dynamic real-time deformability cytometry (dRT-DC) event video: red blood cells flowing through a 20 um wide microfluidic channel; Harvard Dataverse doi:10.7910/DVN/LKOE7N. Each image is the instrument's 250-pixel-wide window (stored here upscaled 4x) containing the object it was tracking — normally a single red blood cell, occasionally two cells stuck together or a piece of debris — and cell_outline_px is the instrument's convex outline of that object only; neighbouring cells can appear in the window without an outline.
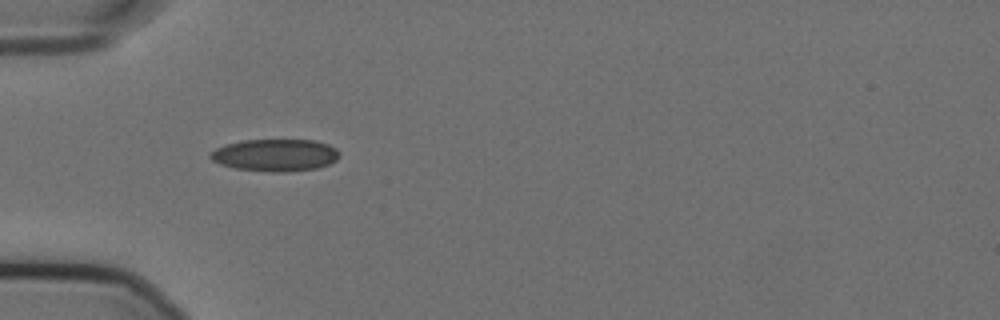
{"species": "Egyptian fruit bat (a non-hibernating species)", "species_latin": "Rousettus aegyptiacus", "temperature_condition": "cold", "stored_images_in_passage": 3, "camera_frame_rate_fps": 3000, "um_per_image_px": 0.085, "animal": {"sex": "female"}, "frame": {"image": 1, "passage_image": 1, "time_ms": 0.0, "image_size_px": [1000, 320], "cell_outline_px": [[340, 156], [336, 160], [328, 164], [316, 168], [288, 172], [272, 172], [236, 168], [220, 164], [212, 160], [208, 156], [216, 148], [224, 144], [244, 140], [316, 140], [328, 144], [336, 148], [340, 152]], "centroid_in_image_um": [23.41, 13.18], "position_along_channel_um": 61.6, "area_um2": 24.28}}